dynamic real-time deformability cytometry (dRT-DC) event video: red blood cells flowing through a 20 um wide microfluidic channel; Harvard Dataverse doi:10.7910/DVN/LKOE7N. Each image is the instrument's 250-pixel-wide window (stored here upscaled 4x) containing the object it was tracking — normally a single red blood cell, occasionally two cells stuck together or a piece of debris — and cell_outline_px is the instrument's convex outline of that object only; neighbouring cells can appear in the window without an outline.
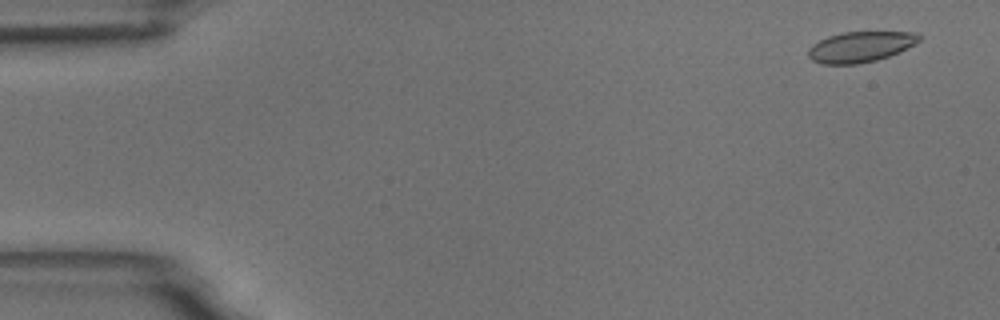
{"species": "common noctule bat (a hibernating species)", "species_latin": "Nyctalus noctula", "temperature_condition": "room temperature", "stored_images_in_passage": 14, "camera_frame_rate_fps": 3000, "um_per_image_px": 0.085, "animal": {"sex": "male", "body_mass_g": 18.8}, "frame": {"image": 1, "passage_image": 3, "time_ms": 0.667, "image_size_px": [1000, 320], "cell_outline_px": [[924, 36], [920, 40], [900, 52], [876, 60], [856, 64], [820, 64], [812, 60], [808, 56], [808, 48], [812, 44], [828, 36], [844, 32], [916, 32]], "centroid_in_image_um": [73.14, 3.98], "position_along_channel_um": 11.9, "area_um2": 19.83}}